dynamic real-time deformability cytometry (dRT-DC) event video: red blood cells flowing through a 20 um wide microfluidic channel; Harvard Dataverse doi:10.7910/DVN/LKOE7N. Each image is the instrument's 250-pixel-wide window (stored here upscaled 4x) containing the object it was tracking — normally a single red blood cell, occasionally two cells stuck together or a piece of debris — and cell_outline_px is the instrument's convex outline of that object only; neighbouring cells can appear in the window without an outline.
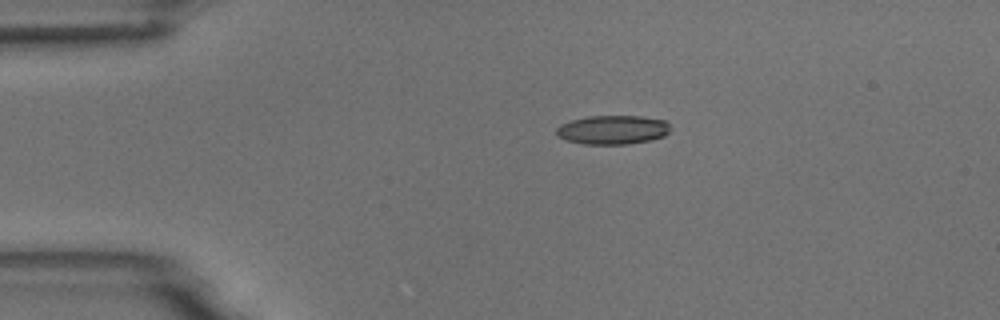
{"species": "common noctule bat (a hibernating species)", "species_latin": "Nyctalus noctula", "temperature_condition": "room temperature", "stored_images_in_passage": 5, "camera_frame_rate_fps": 3000, "um_per_image_px": 0.085, "animal": {"sex": "male", "body_mass_g": 18.8}, "frame": {"image": 1, "passage_image": 3, "time_ms": 3.333, "image_size_px": [1000, 320], "cell_outline_px": [[672, 128], [664, 136], [652, 140], [628, 144], [584, 144], [568, 140], [556, 136], [556, 128], [560, 124], [572, 120], [588, 116], [640, 116], [664, 120]], "centroid_in_image_um": [52.08, 11.03], "position_along_channel_um": 32.9, "area_um2": 19.31}}
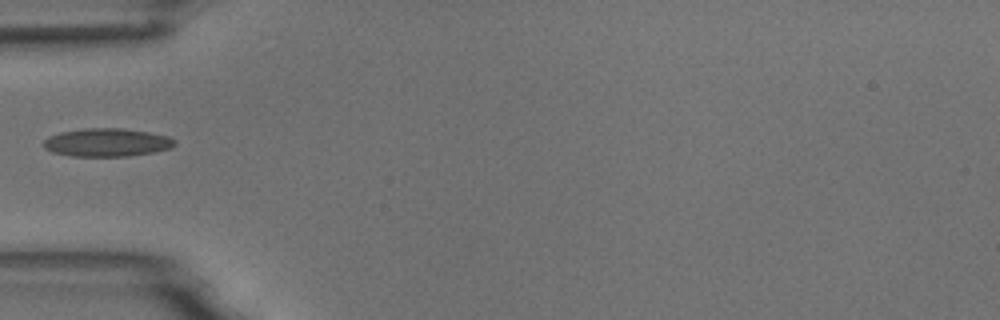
{"frame": {"image": 2, "passage_image": 5, "time_ms": 5.667, "image_size_px": [1000, 320], "cell_outline_px": [[176, 144], [172, 148], [152, 152], [128, 156], [72, 156], [52, 152], [44, 148], [44, 140], [48, 136], [60, 132], [84, 128], [120, 128], [148, 132], [168, 136], [176, 140]], "centroid_in_image_um": [9.08, 12.1], "position_along_channel_um": 75.9, "area_um2": 21.56}}